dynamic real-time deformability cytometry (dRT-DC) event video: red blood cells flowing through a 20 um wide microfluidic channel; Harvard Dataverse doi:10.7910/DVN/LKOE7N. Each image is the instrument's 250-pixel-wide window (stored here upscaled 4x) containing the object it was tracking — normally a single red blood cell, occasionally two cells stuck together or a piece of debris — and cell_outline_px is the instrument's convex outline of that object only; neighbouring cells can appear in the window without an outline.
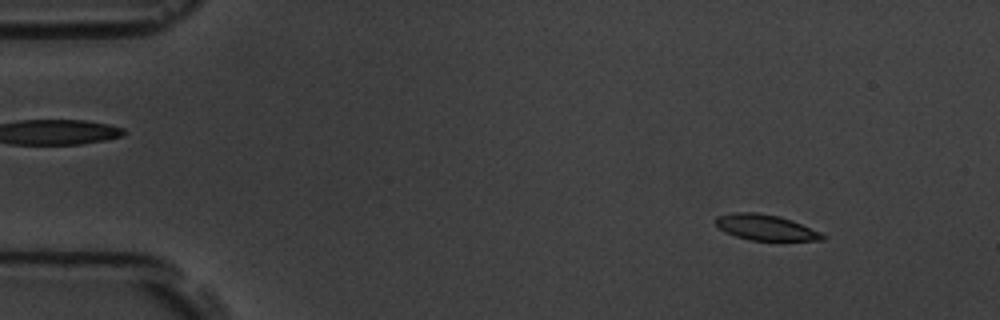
{"species": "common noctule bat (a hibernating species)", "species_latin": "Nyctalus noctula", "temperature_condition": "room temperature", "stored_images_in_passage": 4, "segment_of_instrument_passage": [1, 2], "camera_frame_rate_fps": 3000, "um_per_image_px": 0.085, "animal": {"sex": "male", "body_mass_g": 19.5, "forearm_length_mm": 54.6}, "frame": {"image": 1, "passage_image": 1, "time_ms": 0.0, "image_size_px": [1000, 320], "cell_outline_px": [[828, 236], [824, 240], [752, 240], [736, 236], [724, 232], [716, 224], [716, 216], [736, 212], [756, 212], [780, 216], [792, 220], [820, 232]], "centroid_in_image_um": [65.09, 19.32], "position_along_channel_um": 19.9, "area_um2": 15.9}}